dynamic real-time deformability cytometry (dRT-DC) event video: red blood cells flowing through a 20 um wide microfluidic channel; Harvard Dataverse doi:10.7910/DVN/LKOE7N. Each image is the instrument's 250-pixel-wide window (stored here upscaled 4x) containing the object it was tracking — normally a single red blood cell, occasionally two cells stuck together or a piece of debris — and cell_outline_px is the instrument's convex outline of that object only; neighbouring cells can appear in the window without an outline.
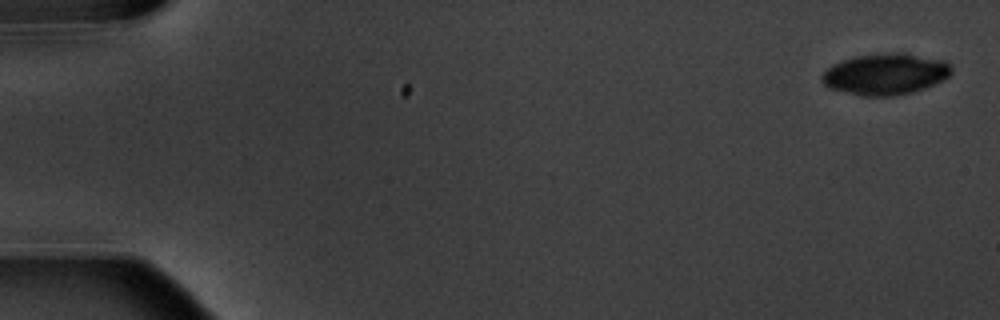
{"species": "common noctule bat (a hibernating species)", "species_latin": "Nyctalus noctula", "temperature_condition": "warm", "stored_images_in_passage": 7, "camera_frame_rate_fps": 3000, "um_per_image_px": 0.085, "animal": {"sex": "male", "body_mass_g": 20.1, "forearm_length_mm": 53.5}, "frame": {"image": 1, "passage_image": 1, "time_ms": 0.0, "image_size_px": [1000, 320], "cell_outline_px": [[952, 72], [944, 80], [924, 88], [912, 92], [892, 96], [860, 96], [828, 88], [820, 80], [820, 76], [832, 64], [856, 56], [892, 52], [904, 52], [944, 60], [952, 68]], "centroid_in_image_um": [75.25, 6.3], "position_along_channel_um": 9.8, "area_um2": 31.33}}